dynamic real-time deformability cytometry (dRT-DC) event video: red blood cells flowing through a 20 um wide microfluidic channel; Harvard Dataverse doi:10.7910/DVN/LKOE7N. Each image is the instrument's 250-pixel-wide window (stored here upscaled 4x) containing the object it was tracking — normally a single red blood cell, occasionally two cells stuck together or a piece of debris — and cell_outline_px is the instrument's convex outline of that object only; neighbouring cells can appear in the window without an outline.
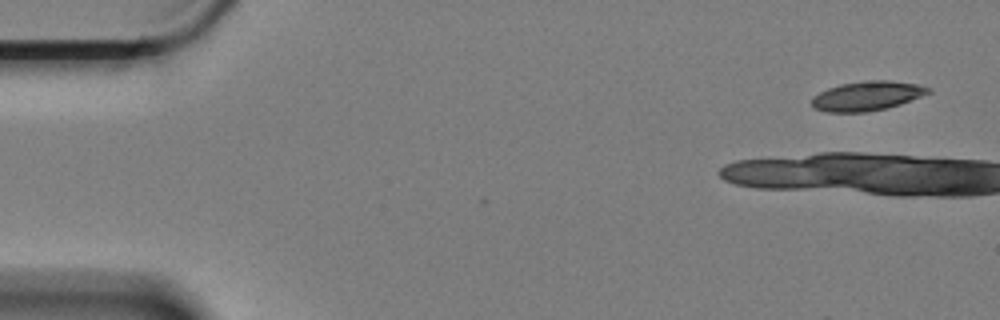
{"species": "Egyptian fruit bat (a non-hibernating species)", "species_latin": "Rousettus aegyptiacus", "temperature_condition": "cold", "stored_images_in_passage": 5, "camera_frame_rate_fps": 3000, "um_per_image_px": 0.085, "animal": {"sex": "female"}, "frame": {"image": 1, "passage_image": 1, "time_ms": 0.0, "image_size_px": [1000, 320], "cell_outline_px": [[932, 92], [900, 104], [888, 108], [868, 112], [824, 112], [812, 108], [812, 96], [828, 88], [840, 84], [864, 80], [888, 80], [916, 84], [932, 88]], "centroid_in_image_um": [73.68, 8.16], "position_along_channel_um": 11.3, "area_um2": 20.17}}